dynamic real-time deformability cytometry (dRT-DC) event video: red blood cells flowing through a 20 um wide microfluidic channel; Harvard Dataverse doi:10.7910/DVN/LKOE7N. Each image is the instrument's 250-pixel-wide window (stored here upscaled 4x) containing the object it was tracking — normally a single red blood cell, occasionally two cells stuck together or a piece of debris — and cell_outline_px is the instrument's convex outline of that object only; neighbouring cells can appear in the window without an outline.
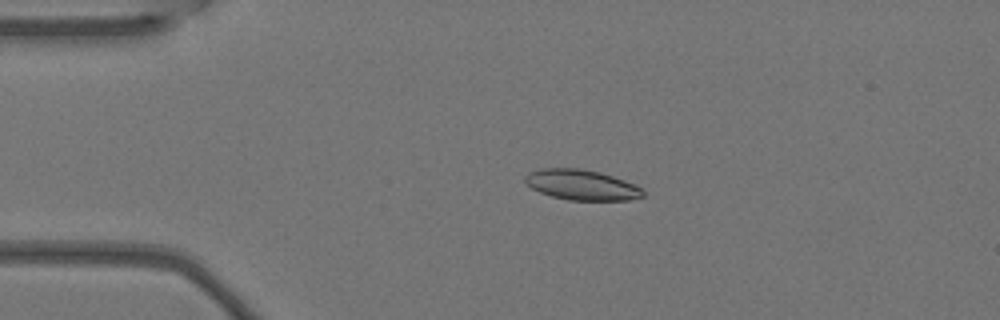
{"species": "Egyptian fruit bat (a non-hibernating species)", "species_latin": "Rousettus aegyptiacus", "temperature_condition": "warm", "stored_images_in_passage": 4, "camera_frame_rate_fps": 3000, "um_per_image_px": 0.085, "animal": {"sex": "female"}, "frame": {"image": 1, "passage_image": 3, "time_ms": 0.667, "image_size_px": [1000, 320], "cell_outline_px": [[644, 196], [628, 200], [568, 200], [552, 196], [540, 192], [532, 188], [524, 180], [524, 176], [528, 172], [540, 168], [580, 168], [600, 172], [636, 184], [644, 188]], "centroid_in_image_um": [49.45, 15.71], "position_along_channel_um": 35.5, "area_um2": 20.98}}